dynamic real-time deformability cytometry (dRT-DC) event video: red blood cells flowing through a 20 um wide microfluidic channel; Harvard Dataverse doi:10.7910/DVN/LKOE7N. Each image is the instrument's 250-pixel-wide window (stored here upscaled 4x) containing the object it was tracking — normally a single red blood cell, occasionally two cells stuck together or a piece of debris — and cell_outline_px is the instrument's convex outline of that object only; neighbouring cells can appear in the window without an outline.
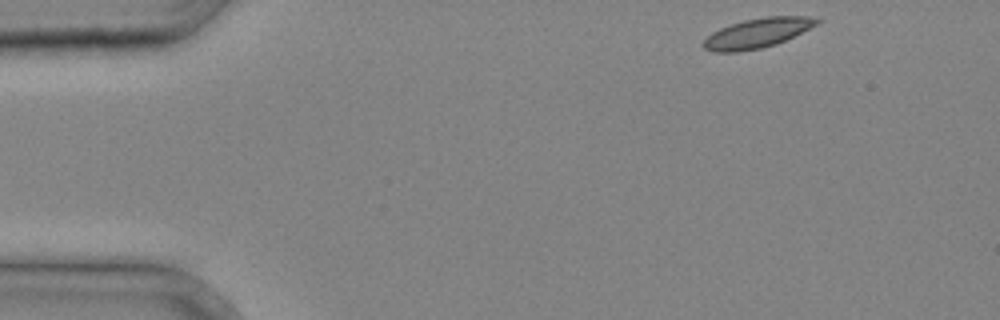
{"species": "common noctule bat (a hibernating species)", "species_latin": "Nyctalus noctula", "temperature_condition": "cold", "stored_images_in_passage": 30, "camera_frame_rate_fps": 3000, "um_per_image_px": 0.085, "animal": {"sex": "male", "body_mass_g": 20.4}, "frame": {"image": 1, "passage_image": 1, "time_ms": 0.0, "image_size_px": [1000, 320], "cell_outline_px": [[824, 20], [776, 44], [760, 48], [736, 52], [712, 52], [704, 48], [700, 44], [712, 32], [720, 28], [744, 20], [768, 16], [808, 16]], "centroid_in_image_um": [64.32, 2.81], "position_along_channel_um": 20.7, "area_um2": 19.31}}
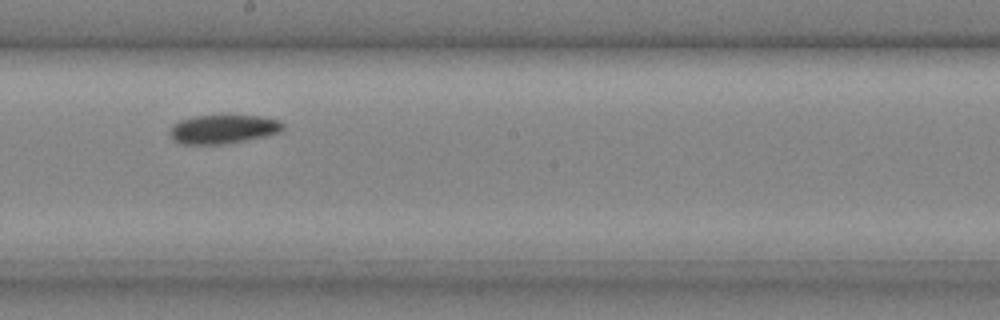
{"frame": {"image": 2, "passage_image": 18, "time_ms": 5.667, "image_size_px": [1000, 320], "cell_outline_px": [[284, 128], [280, 132], [264, 136], [224, 144], [184, 144], [172, 140], [168, 132], [172, 124], [180, 120], [192, 116], [260, 116], [280, 120], [284, 124]], "centroid_in_image_um": [18.93, 10.98], "position_along_channel_um": 229.3, "area_um2": 19.02}}
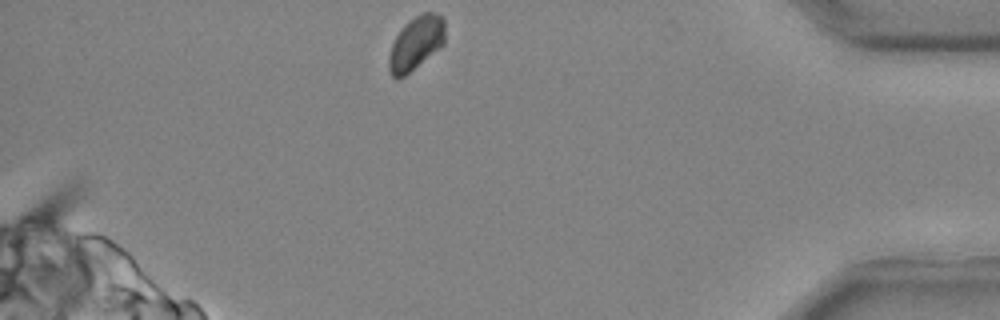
{"frame": {"image": 3, "passage_image": 30, "time_ms": 9.667, "image_size_px": [1000, 320], "cell_outline_px": [[444, 44], [440, 48], [404, 76], [396, 80], [392, 76], [388, 68], [388, 56], [392, 44], [396, 36], [404, 24], [416, 16], [424, 12], [436, 12], [444, 16]], "centroid_in_image_um": [35.35, 3.66], "position_along_channel_um": 399.8, "area_um2": 17.57}}